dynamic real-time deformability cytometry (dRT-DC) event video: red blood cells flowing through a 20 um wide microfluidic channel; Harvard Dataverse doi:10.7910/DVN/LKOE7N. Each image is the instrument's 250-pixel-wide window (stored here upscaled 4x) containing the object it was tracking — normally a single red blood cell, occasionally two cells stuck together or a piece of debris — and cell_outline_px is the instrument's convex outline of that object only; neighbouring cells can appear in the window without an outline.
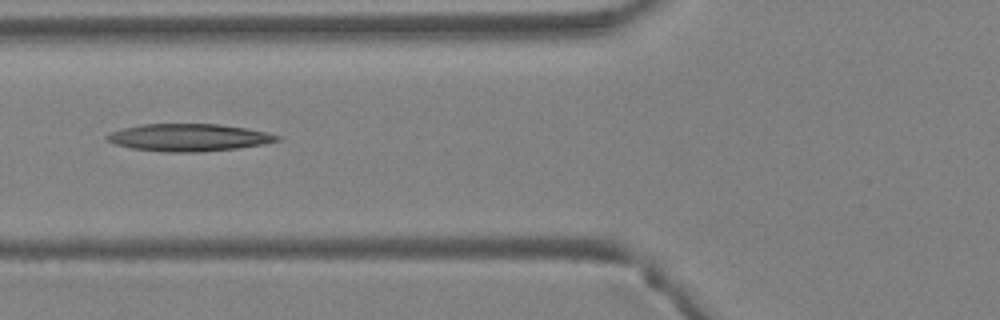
{"species": "Egyptian fruit bat (a non-hibernating species)", "species_latin": "Rousettus aegyptiacus", "temperature_condition": "warm", "stored_images_in_passage": 4, "camera_frame_rate_fps": 3000, "um_per_image_px": 0.085, "animal": {"sex": "female"}, "frame": {"image": 1, "passage_image": 4, "time_ms": 1.0, "image_size_px": [1000, 320], "cell_outline_px": [[280, 140], [264, 144], [236, 148], [200, 152], [164, 152], [132, 148], [116, 144], [104, 140], [104, 136], [112, 132], [124, 128], [144, 124], [220, 124], [248, 128], [268, 132], [280, 136]], "centroid_in_image_um": [16.06, 11.68], "position_along_channel_um": 109.7, "area_um2": 27.17}}